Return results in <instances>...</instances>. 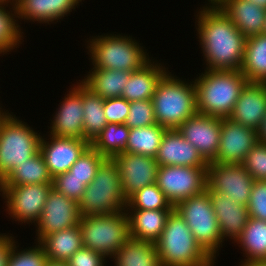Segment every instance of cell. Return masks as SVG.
Instances as JSON below:
<instances>
[{"instance_id": "f5cc1de1", "label": "cell", "mask_w": 266, "mask_h": 266, "mask_svg": "<svg viewBox=\"0 0 266 266\" xmlns=\"http://www.w3.org/2000/svg\"><path fill=\"white\" fill-rule=\"evenodd\" d=\"M263 34L266 35V16H265V23H264V31H263Z\"/></svg>"}, {"instance_id": "6da1fadb", "label": "cell", "mask_w": 266, "mask_h": 266, "mask_svg": "<svg viewBox=\"0 0 266 266\" xmlns=\"http://www.w3.org/2000/svg\"><path fill=\"white\" fill-rule=\"evenodd\" d=\"M194 15L205 69L241 70L246 37L220 8H202Z\"/></svg>"}, {"instance_id": "60d3db41", "label": "cell", "mask_w": 266, "mask_h": 266, "mask_svg": "<svg viewBox=\"0 0 266 266\" xmlns=\"http://www.w3.org/2000/svg\"><path fill=\"white\" fill-rule=\"evenodd\" d=\"M86 186L83 180L71 176L69 171L52 178V188L77 203L81 200Z\"/></svg>"}, {"instance_id": "7a4b0ae2", "label": "cell", "mask_w": 266, "mask_h": 266, "mask_svg": "<svg viewBox=\"0 0 266 266\" xmlns=\"http://www.w3.org/2000/svg\"><path fill=\"white\" fill-rule=\"evenodd\" d=\"M194 77L197 113L228 118L248 82L239 70H209Z\"/></svg>"}, {"instance_id": "f35d334b", "label": "cell", "mask_w": 266, "mask_h": 266, "mask_svg": "<svg viewBox=\"0 0 266 266\" xmlns=\"http://www.w3.org/2000/svg\"><path fill=\"white\" fill-rule=\"evenodd\" d=\"M125 124L130 129L157 124L152 100L131 101Z\"/></svg>"}, {"instance_id": "44dd1931", "label": "cell", "mask_w": 266, "mask_h": 266, "mask_svg": "<svg viewBox=\"0 0 266 266\" xmlns=\"http://www.w3.org/2000/svg\"><path fill=\"white\" fill-rule=\"evenodd\" d=\"M266 114V83L247 82L240 92L229 119L258 129Z\"/></svg>"}, {"instance_id": "83f0119b", "label": "cell", "mask_w": 266, "mask_h": 266, "mask_svg": "<svg viewBox=\"0 0 266 266\" xmlns=\"http://www.w3.org/2000/svg\"><path fill=\"white\" fill-rule=\"evenodd\" d=\"M235 245H238L245 257L239 265L266 260V221L249 217L243 232L234 242Z\"/></svg>"}, {"instance_id": "ba28073f", "label": "cell", "mask_w": 266, "mask_h": 266, "mask_svg": "<svg viewBox=\"0 0 266 266\" xmlns=\"http://www.w3.org/2000/svg\"><path fill=\"white\" fill-rule=\"evenodd\" d=\"M79 226L83 247L102 253L109 260L130 238L126 211L81 216Z\"/></svg>"}, {"instance_id": "d6a6232c", "label": "cell", "mask_w": 266, "mask_h": 266, "mask_svg": "<svg viewBox=\"0 0 266 266\" xmlns=\"http://www.w3.org/2000/svg\"><path fill=\"white\" fill-rule=\"evenodd\" d=\"M84 140L90 144L108 124L104 112V99L83 84Z\"/></svg>"}, {"instance_id": "4316f807", "label": "cell", "mask_w": 266, "mask_h": 266, "mask_svg": "<svg viewBox=\"0 0 266 266\" xmlns=\"http://www.w3.org/2000/svg\"><path fill=\"white\" fill-rule=\"evenodd\" d=\"M39 244L43 247L47 260L67 262L83 247L80 226L75 225L47 235Z\"/></svg>"}, {"instance_id": "ab89813d", "label": "cell", "mask_w": 266, "mask_h": 266, "mask_svg": "<svg viewBox=\"0 0 266 266\" xmlns=\"http://www.w3.org/2000/svg\"><path fill=\"white\" fill-rule=\"evenodd\" d=\"M241 164L254 180L266 181V144L257 142Z\"/></svg>"}, {"instance_id": "7bdbcfd3", "label": "cell", "mask_w": 266, "mask_h": 266, "mask_svg": "<svg viewBox=\"0 0 266 266\" xmlns=\"http://www.w3.org/2000/svg\"><path fill=\"white\" fill-rule=\"evenodd\" d=\"M130 102L122 97L104 99V112L108 123L125 124Z\"/></svg>"}, {"instance_id": "b9f144b4", "label": "cell", "mask_w": 266, "mask_h": 266, "mask_svg": "<svg viewBox=\"0 0 266 266\" xmlns=\"http://www.w3.org/2000/svg\"><path fill=\"white\" fill-rule=\"evenodd\" d=\"M247 208L249 217L266 221V181L254 180Z\"/></svg>"}, {"instance_id": "8fae6325", "label": "cell", "mask_w": 266, "mask_h": 266, "mask_svg": "<svg viewBox=\"0 0 266 266\" xmlns=\"http://www.w3.org/2000/svg\"><path fill=\"white\" fill-rule=\"evenodd\" d=\"M156 185L175 207L187 198L203 193L207 188V168L191 166H159Z\"/></svg>"}, {"instance_id": "277c9868", "label": "cell", "mask_w": 266, "mask_h": 266, "mask_svg": "<svg viewBox=\"0 0 266 266\" xmlns=\"http://www.w3.org/2000/svg\"><path fill=\"white\" fill-rule=\"evenodd\" d=\"M184 79L168 70L158 82L151 99L156 123L167 129H177L197 113L195 83L193 79Z\"/></svg>"}, {"instance_id": "603a6c76", "label": "cell", "mask_w": 266, "mask_h": 266, "mask_svg": "<svg viewBox=\"0 0 266 266\" xmlns=\"http://www.w3.org/2000/svg\"><path fill=\"white\" fill-rule=\"evenodd\" d=\"M164 65L152 58L142 68L131 72L121 97L129 102L152 99L158 82L169 69Z\"/></svg>"}, {"instance_id": "f546056e", "label": "cell", "mask_w": 266, "mask_h": 266, "mask_svg": "<svg viewBox=\"0 0 266 266\" xmlns=\"http://www.w3.org/2000/svg\"><path fill=\"white\" fill-rule=\"evenodd\" d=\"M17 5L13 1L0 3V56L11 54L24 42V31L19 23Z\"/></svg>"}, {"instance_id": "f907efd6", "label": "cell", "mask_w": 266, "mask_h": 266, "mask_svg": "<svg viewBox=\"0 0 266 266\" xmlns=\"http://www.w3.org/2000/svg\"><path fill=\"white\" fill-rule=\"evenodd\" d=\"M250 2H253L258 7L266 10V0H248Z\"/></svg>"}, {"instance_id": "816d5d0a", "label": "cell", "mask_w": 266, "mask_h": 266, "mask_svg": "<svg viewBox=\"0 0 266 266\" xmlns=\"http://www.w3.org/2000/svg\"><path fill=\"white\" fill-rule=\"evenodd\" d=\"M1 104V103H0ZM2 106L0 105V115H4V114H6L7 112H8V110H6V109H2L1 108Z\"/></svg>"}, {"instance_id": "ee69618b", "label": "cell", "mask_w": 266, "mask_h": 266, "mask_svg": "<svg viewBox=\"0 0 266 266\" xmlns=\"http://www.w3.org/2000/svg\"><path fill=\"white\" fill-rule=\"evenodd\" d=\"M107 260L102 253L82 247L66 263L68 266H106Z\"/></svg>"}, {"instance_id": "3957f363", "label": "cell", "mask_w": 266, "mask_h": 266, "mask_svg": "<svg viewBox=\"0 0 266 266\" xmlns=\"http://www.w3.org/2000/svg\"><path fill=\"white\" fill-rule=\"evenodd\" d=\"M85 43L92 68L133 72L142 68L152 58L147 49L132 35L107 33L90 36Z\"/></svg>"}, {"instance_id": "836d02e7", "label": "cell", "mask_w": 266, "mask_h": 266, "mask_svg": "<svg viewBox=\"0 0 266 266\" xmlns=\"http://www.w3.org/2000/svg\"><path fill=\"white\" fill-rule=\"evenodd\" d=\"M166 130L159 124L130 129L124 152L155 158Z\"/></svg>"}, {"instance_id": "4dcf8cb0", "label": "cell", "mask_w": 266, "mask_h": 266, "mask_svg": "<svg viewBox=\"0 0 266 266\" xmlns=\"http://www.w3.org/2000/svg\"><path fill=\"white\" fill-rule=\"evenodd\" d=\"M240 72L248 82L266 83V35L246 38L244 58Z\"/></svg>"}, {"instance_id": "f1b7e54d", "label": "cell", "mask_w": 266, "mask_h": 266, "mask_svg": "<svg viewBox=\"0 0 266 266\" xmlns=\"http://www.w3.org/2000/svg\"><path fill=\"white\" fill-rule=\"evenodd\" d=\"M110 259L114 266H161L155 243L131 237Z\"/></svg>"}, {"instance_id": "d4e9b609", "label": "cell", "mask_w": 266, "mask_h": 266, "mask_svg": "<svg viewBox=\"0 0 266 266\" xmlns=\"http://www.w3.org/2000/svg\"><path fill=\"white\" fill-rule=\"evenodd\" d=\"M130 237L155 243L161 236L172 210H125Z\"/></svg>"}, {"instance_id": "e0dca14e", "label": "cell", "mask_w": 266, "mask_h": 266, "mask_svg": "<svg viewBox=\"0 0 266 266\" xmlns=\"http://www.w3.org/2000/svg\"><path fill=\"white\" fill-rule=\"evenodd\" d=\"M112 159L118 167L126 199L143 187L156 183L159 165L155 158L122 152Z\"/></svg>"}, {"instance_id": "9c48e42d", "label": "cell", "mask_w": 266, "mask_h": 266, "mask_svg": "<svg viewBox=\"0 0 266 266\" xmlns=\"http://www.w3.org/2000/svg\"><path fill=\"white\" fill-rule=\"evenodd\" d=\"M174 209L185 220L196 242L217 261L219 251L225 243L209 198V190L206 188L203 193L181 201Z\"/></svg>"}, {"instance_id": "5b68a950", "label": "cell", "mask_w": 266, "mask_h": 266, "mask_svg": "<svg viewBox=\"0 0 266 266\" xmlns=\"http://www.w3.org/2000/svg\"><path fill=\"white\" fill-rule=\"evenodd\" d=\"M161 266H214L215 261L196 242L185 220L173 209L155 242Z\"/></svg>"}, {"instance_id": "9a60e30c", "label": "cell", "mask_w": 266, "mask_h": 266, "mask_svg": "<svg viewBox=\"0 0 266 266\" xmlns=\"http://www.w3.org/2000/svg\"><path fill=\"white\" fill-rule=\"evenodd\" d=\"M258 142L257 130L229 118H221L219 149L212 161L217 164H241Z\"/></svg>"}, {"instance_id": "1f68e13d", "label": "cell", "mask_w": 266, "mask_h": 266, "mask_svg": "<svg viewBox=\"0 0 266 266\" xmlns=\"http://www.w3.org/2000/svg\"><path fill=\"white\" fill-rule=\"evenodd\" d=\"M28 184H52V176L38 150L28 161L18 165L0 186H20Z\"/></svg>"}, {"instance_id": "d590c367", "label": "cell", "mask_w": 266, "mask_h": 266, "mask_svg": "<svg viewBox=\"0 0 266 266\" xmlns=\"http://www.w3.org/2000/svg\"><path fill=\"white\" fill-rule=\"evenodd\" d=\"M174 207L166 199L156 183L147 185L136 191L127 199L125 210H173Z\"/></svg>"}, {"instance_id": "5bb4252c", "label": "cell", "mask_w": 266, "mask_h": 266, "mask_svg": "<svg viewBox=\"0 0 266 266\" xmlns=\"http://www.w3.org/2000/svg\"><path fill=\"white\" fill-rule=\"evenodd\" d=\"M79 81V82H78ZM76 84L65 93L63 100L50 118V131L52 136L84 139L83 125V83L78 80Z\"/></svg>"}, {"instance_id": "bcb514c9", "label": "cell", "mask_w": 266, "mask_h": 266, "mask_svg": "<svg viewBox=\"0 0 266 266\" xmlns=\"http://www.w3.org/2000/svg\"><path fill=\"white\" fill-rule=\"evenodd\" d=\"M257 135H258V142L266 144V114L264 116L263 121L261 122V125L257 129Z\"/></svg>"}, {"instance_id": "2e32d148", "label": "cell", "mask_w": 266, "mask_h": 266, "mask_svg": "<svg viewBox=\"0 0 266 266\" xmlns=\"http://www.w3.org/2000/svg\"><path fill=\"white\" fill-rule=\"evenodd\" d=\"M47 136V137H46ZM48 138V139H47ZM90 143L84 139L57 137L43 134L39 151L50 175L53 177L69 171Z\"/></svg>"}, {"instance_id": "4fadbf2b", "label": "cell", "mask_w": 266, "mask_h": 266, "mask_svg": "<svg viewBox=\"0 0 266 266\" xmlns=\"http://www.w3.org/2000/svg\"><path fill=\"white\" fill-rule=\"evenodd\" d=\"M80 219L78 203L52 188L47 196L41 217L33 225L36 230L34 241L39 243L47 235L79 225Z\"/></svg>"}, {"instance_id": "8992f818", "label": "cell", "mask_w": 266, "mask_h": 266, "mask_svg": "<svg viewBox=\"0 0 266 266\" xmlns=\"http://www.w3.org/2000/svg\"><path fill=\"white\" fill-rule=\"evenodd\" d=\"M7 112L0 118V183L38 150L41 132Z\"/></svg>"}, {"instance_id": "ac0fdd59", "label": "cell", "mask_w": 266, "mask_h": 266, "mask_svg": "<svg viewBox=\"0 0 266 266\" xmlns=\"http://www.w3.org/2000/svg\"><path fill=\"white\" fill-rule=\"evenodd\" d=\"M177 130L198 149L208 163L216 158L220 142L221 118L196 113Z\"/></svg>"}, {"instance_id": "7402d4cb", "label": "cell", "mask_w": 266, "mask_h": 266, "mask_svg": "<svg viewBox=\"0 0 266 266\" xmlns=\"http://www.w3.org/2000/svg\"><path fill=\"white\" fill-rule=\"evenodd\" d=\"M209 198L217 217L223 241L229 239L232 241L231 243H234L243 232L249 219L247 206L234 203L228 196L221 193H211L209 191Z\"/></svg>"}, {"instance_id": "d6986e66", "label": "cell", "mask_w": 266, "mask_h": 266, "mask_svg": "<svg viewBox=\"0 0 266 266\" xmlns=\"http://www.w3.org/2000/svg\"><path fill=\"white\" fill-rule=\"evenodd\" d=\"M159 166L207 168L208 162L177 129H167L155 157Z\"/></svg>"}, {"instance_id": "7c38bea8", "label": "cell", "mask_w": 266, "mask_h": 266, "mask_svg": "<svg viewBox=\"0 0 266 266\" xmlns=\"http://www.w3.org/2000/svg\"><path fill=\"white\" fill-rule=\"evenodd\" d=\"M254 183L242 164H217L207 167V189L228 196L234 203L247 206Z\"/></svg>"}, {"instance_id": "484cf974", "label": "cell", "mask_w": 266, "mask_h": 266, "mask_svg": "<svg viewBox=\"0 0 266 266\" xmlns=\"http://www.w3.org/2000/svg\"><path fill=\"white\" fill-rule=\"evenodd\" d=\"M85 77L80 80L94 94L103 99L121 97L124 85L127 83L131 72L90 68Z\"/></svg>"}, {"instance_id": "db71d44e", "label": "cell", "mask_w": 266, "mask_h": 266, "mask_svg": "<svg viewBox=\"0 0 266 266\" xmlns=\"http://www.w3.org/2000/svg\"><path fill=\"white\" fill-rule=\"evenodd\" d=\"M6 1H9V0H0V3H1V2H6Z\"/></svg>"}, {"instance_id": "7dc6e473", "label": "cell", "mask_w": 266, "mask_h": 266, "mask_svg": "<svg viewBox=\"0 0 266 266\" xmlns=\"http://www.w3.org/2000/svg\"><path fill=\"white\" fill-rule=\"evenodd\" d=\"M208 1V2H206ZM204 3L205 5H202V8H220L226 0H206Z\"/></svg>"}, {"instance_id": "cb8c5ba5", "label": "cell", "mask_w": 266, "mask_h": 266, "mask_svg": "<svg viewBox=\"0 0 266 266\" xmlns=\"http://www.w3.org/2000/svg\"><path fill=\"white\" fill-rule=\"evenodd\" d=\"M220 9L247 38L262 34L266 10L248 0H226Z\"/></svg>"}, {"instance_id": "ffe728a7", "label": "cell", "mask_w": 266, "mask_h": 266, "mask_svg": "<svg viewBox=\"0 0 266 266\" xmlns=\"http://www.w3.org/2000/svg\"><path fill=\"white\" fill-rule=\"evenodd\" d=\"M15 3L21 19L20 23L23 20L29 23L51 25L66 19L64 17H68L72 10L75 11L82 0H17Z\"/></svg>"}, {"instance_id": "30bf717a", "label": "cell", "mask_w": 266, "mask_h": 266, "mask_svg": "<svg viewBox=\"0 0 266 266\" xmlns=\"http://www.w3.org/2000/svg\"><path fill=\"white\" fill-rule=\"evenodd\" d=\"M51 189L52 184L0 186V196L5 200L4 210L9 218L18 224L30 226L41 217Z\"/></svg>"}, {"instance_id": "f6af8a7d", "label": "cell", "mask_w": 266, "mask_h": 266, "mask_svg": "<svg viewBox=\"0 0 266 266\" xmlns=\"http://www.w3.org/2000/svg\"><path fill=\"white\" fill-rule=\"evenodd\" d=\"M16 241L13 233L0 232V266H7L10 251Z\"/></svg>"}, {"instance_id": "74e56055", "label": "cell", "mask_w": 266, "mask_h": 266, "mask_svg": "<svg viewBox=\"0 0 266 266\" xmlns=\"http://www.w3.org/2000/svg\"><path fill=\"white\" fill-rule=\"evenodd\" d=\"M18 241H16L10 251L7 266H45L47 257L43 247L34 242L32 246L18 249Z\"/></svg>"}, {"instance_id": "e575fe53", "label": "cell", "mask_w": 266, "mask_h": 266, "mask_svg": "<svg viewBox=\"0 0 266 266\" xmlns=\"http://www.w3.org/2000/svg\"><path fill=\"white\" fill-rule=\"evenodd\" d=\"M129 132L126 124L108 123L90 145L105 158L112 159L125 151Z\"/></svg>"}, {"instance_id": "52a82bcc", "label": "cell", "mask_w": 266, "mask_h": 266, "mask_svg": "<svg viewBox=\"0 0 266 266\" xmlns=\"http://www.w3.org/2000/svg\"><path fill=\"white\" fill-rule=\"evenodd\" d=\"M125 198L119 170L113 159L106 158L94 179L86 186L78 208L81 216L112 214L125 211Z\"/></svg>"}, {"instance_id": "8d00e7d4", "label": "cell", "mask_w": 266, "mask_h": 266, "mask_svg": "<svg viewBox=\"0 0 266 266\" xmlns=\"http://www.w3.org/2000/svg\"><path fill=\"white\" fill-rule=\"evenodd\" d=\"M106 158L91 145L84 151L79 159L71 166V176L83 180L88 185L95 177L98 167Z\"/></svg>"}, {"instance_id": "681fc988", "label": "cell", "mask_w": 266, "mask_h": 266, "mask_svg": "<svg viewBox=\"0 0 266 266\" xmlns=\"http://www.w3.org/2000/svg\"><path fill=\"white\" fill-rule=\"evenodd\" d=\"M45 266H68L66 262L47 260Z\"/></svg>"}, {"instance_id": "c3c4849f", "label": "cell", "mask_w": 266, "mask_h": 266, "mask_svg": "<svg viewBox=\"0 0 266 266\" xmlns=\"http://www.w3.org/2000/svg\"><path fill=\"white\" fill-rule=\"evenodd\" d=\"M238 266H266V260L262 261H253L246 264H240Z\"/></svg>"}]
</instances>
